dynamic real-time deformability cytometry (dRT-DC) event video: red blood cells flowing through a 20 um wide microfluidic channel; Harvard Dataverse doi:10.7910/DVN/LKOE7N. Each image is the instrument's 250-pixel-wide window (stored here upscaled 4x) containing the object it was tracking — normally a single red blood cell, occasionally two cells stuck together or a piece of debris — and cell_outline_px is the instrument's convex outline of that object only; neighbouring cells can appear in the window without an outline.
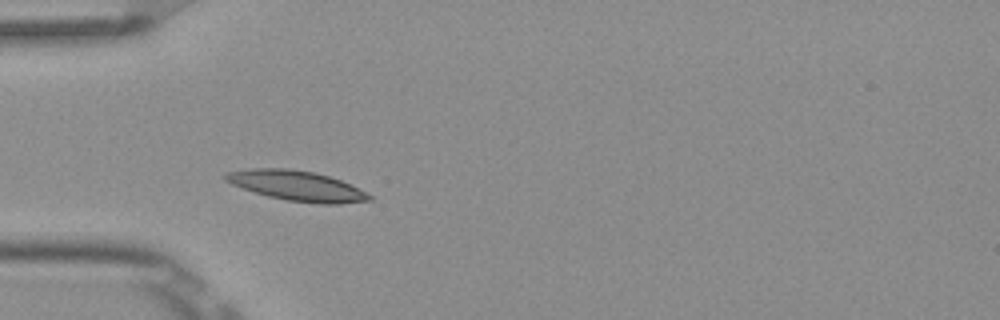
{"species": "Egyptian fruit bat (a non-hibernating species)", "species_latin": "Rousettus aegyptiacus", "temperature_condition": "room temperature", "stored_images_in_passage": 3, "camera_frame_rate_fps": 3000, "um_per_image_px": 0.085, "frame": {"image": 1, "passage_image": 2, "time_ms": 0.333, "image_size_px": [1000, 320], "cell_outline_px": [[372, 200], [336, 204], [320, 204], [288, 200], [268, 196], [232, 184], [224, 180], [224, 176], [228, 172], [252, 168], [288, 168], [312, 172], [328, 176], [340, 180], [372, 196]], "centroid_in_image_um": [25.21, 15.79], "position_along_channel_um": 59.8, "area_um2": 24.68}}
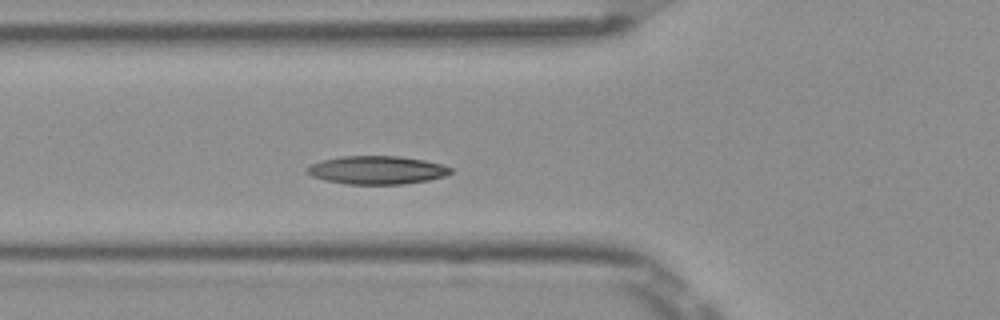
{"frame": {"image": 2, "passage_image": 3, "time_ms": 0.667, "image_size_px": [1000, 320], "cell_outline_px": [[452, 172], [444, 176], [428, 180], [404, 184], [348, 184], [324, 180], [312, 176], [308, 172], [308, 168], [312, 164], [324, 160], [340, 156], [400, 156], [424, 160], [444, 164], [452, 168]], "centroid_in_image_um": [32.09, 14.45], "position_along_channel_um": 93.7, "area_um2": 23.52}}